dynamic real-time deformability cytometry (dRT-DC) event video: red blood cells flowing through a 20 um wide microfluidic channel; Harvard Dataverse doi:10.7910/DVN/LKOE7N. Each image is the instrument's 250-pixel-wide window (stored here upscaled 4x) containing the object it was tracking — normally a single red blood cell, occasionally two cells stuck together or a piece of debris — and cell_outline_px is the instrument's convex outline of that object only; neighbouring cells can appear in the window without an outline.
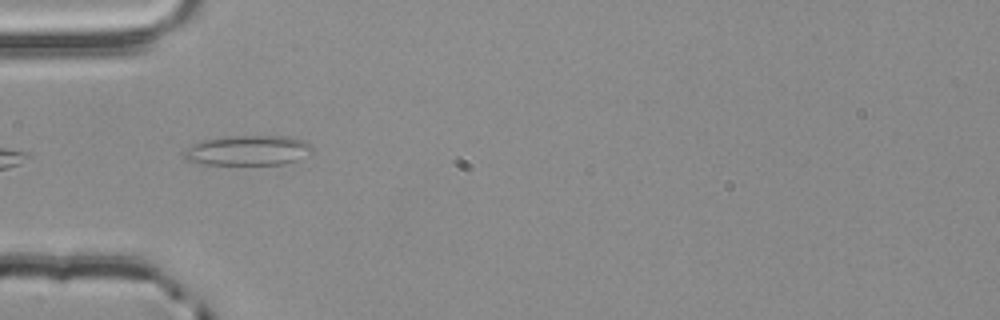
{"species": "common noctule bat (a hibernating species)", "species_latin": "Nyctalus noctula", "temperature_condition": "room temperature", "stored_images_in_passage": 3, "camera_frame_rate_fps": 3000, "um_per_image_px": 0.085, "animal": {"sex": "male", "body_mass_g": 20.4}, "frame": {"image": 1, "passage_image": 3, "time_ms": 0.667, "image_size_px": [1000, 320], "cell_outline_px": [[312, 156], [284, 164], [208, 164], [188, 160], [184, 156], [184, 148], [204, 140], [228, 136], [288, 136], [304, 140], [312, 148]], "centroid_in_image_um": [21.15, 12.78], "position_along_channel_um": 63.8, "area_um2": 22.43}}